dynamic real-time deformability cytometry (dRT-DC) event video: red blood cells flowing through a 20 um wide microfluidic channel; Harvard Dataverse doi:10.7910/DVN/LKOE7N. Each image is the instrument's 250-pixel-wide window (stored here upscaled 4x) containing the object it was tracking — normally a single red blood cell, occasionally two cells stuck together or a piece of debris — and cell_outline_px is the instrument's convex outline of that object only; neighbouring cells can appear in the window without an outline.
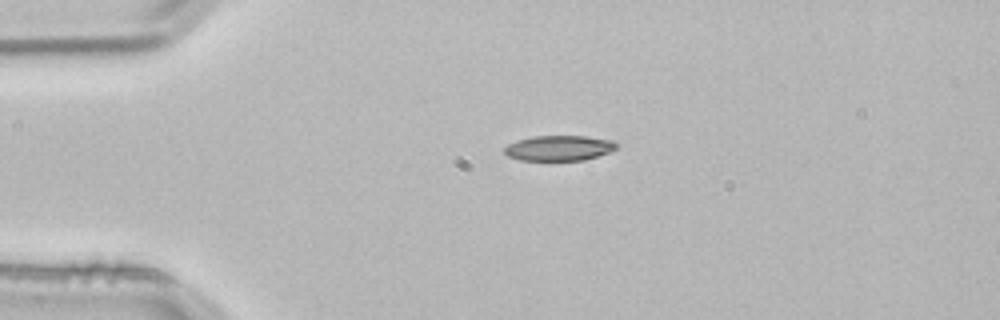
{"species": "common noctule bat (a hibernating species)", "species_latin": "Nyctalus noctula", "temperature_condition": "room temperature", "stored_images_in_passage": 2, "camera_frame_rate_fps": 3000, "um_per_image_px": 0.085, "animal": {"sex": "male", "body_mass_g": 21.5, "forearm_length_mm": 52.0}, "frame": {"image": 1, "passage_image": 1, "time_ms": 0.0, "image_size_px": [1000, 320], "cell_outline_px": [[620, 144], [616, 148], [608, 152], [584, 160], [520, 160], [508, 156], [504, 152], [504, 148], [508, 144], [516, 140], [532, 136], [584, 136], [612, 140]], "centroid_in_image_um": [47.5, 12.58], "position_along_channel_um": 37.5, "area_um2": 16.47}}
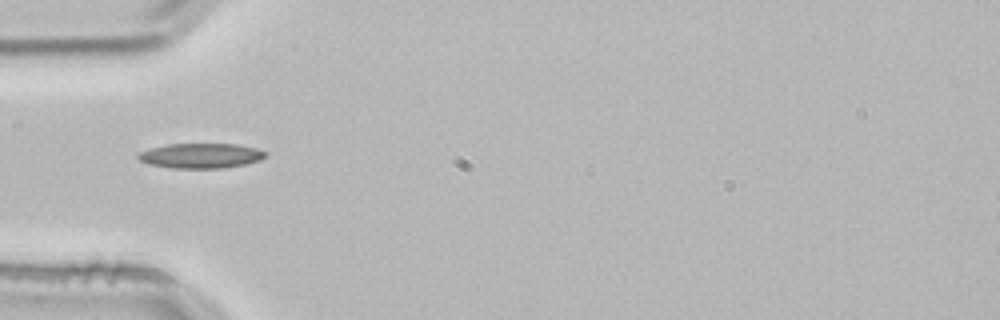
{"frame": {"image": 2, "passage_image": 2, "time_ms": 0.333, "image_size_px": [1000, 320], "cell_outline_px": [[268, 156], [260, 160], [244, 164], [224, 168], [172, 168], [148, 164], [140, 160], [136, 156], [140, 152], [152, 148], [168, 144], [236, 144], [256, 148], [268, 152]], "centroid_in_image_um": [17.11, 13.24], "position_along_channel_um": 67.9, "area_um2": 18.5}}